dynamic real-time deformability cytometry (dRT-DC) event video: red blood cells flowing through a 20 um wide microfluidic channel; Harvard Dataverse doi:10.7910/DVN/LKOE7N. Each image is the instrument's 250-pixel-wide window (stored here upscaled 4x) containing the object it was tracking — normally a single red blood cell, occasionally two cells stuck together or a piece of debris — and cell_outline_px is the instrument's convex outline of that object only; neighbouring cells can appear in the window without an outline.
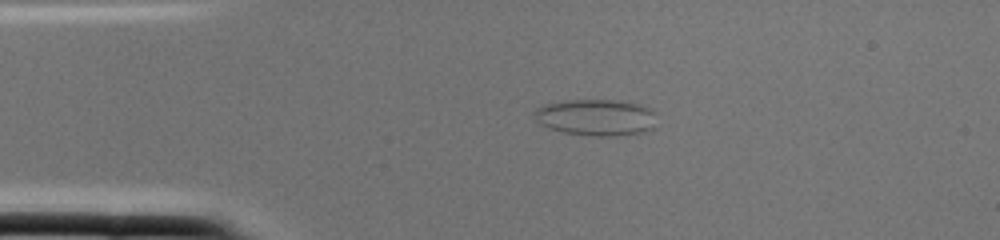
{"species": "common noctule bat (a hibernating species)", "species_latin": "Nyctalus noctula", "temperature_condition": "cold", "stored_images_in_passage": 3, "camera_frame_rate_fps": 3000, "um_per_image_px": 0.085, "animal": {"sex": "female", "body_mass_g": 22.0, "forearm_length_mm": 56.7}, "frame": {"image": 1, "passage_image": 3, "time_ms": 0.667, "image_size_px": [1000, 240], "cell_outline_px": [[656, 128], [644, 132], [616, 136], [592, 136], [564, 132], [548, 128], [540, 124], [536, 120], [532, 112], [536, 108], [544, 104], [564, 100], [616, 100], [636, 104], [652, 108], [656, 112]], "centroid_in_image_um": [50.69, 9.98], "position_along_channel_um": 34.3, "area_um2": 26.47}}